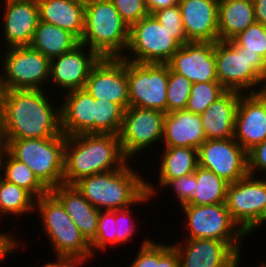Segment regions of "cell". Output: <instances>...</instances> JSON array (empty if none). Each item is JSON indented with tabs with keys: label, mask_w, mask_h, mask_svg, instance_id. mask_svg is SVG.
I'll return each instance as SVG.
<instances>
[{
	"label": "cell",
	"mask_w": 266,
	"mask_h": 267,
	"mask_svg": "<svg viewBox=\"0 0 266 267\" xmlns=\"http://www.w3.org/2000/svg\"><path fill=\"white\" fill-rule=\"evenodd\" d=\"M44 91L2 90L0 118L6 139H44L63 134L61 105L53 106L52 89L47 96Z\"/></svg>",
	"instance_id": "cell-1"
},
{
	"label": "cell",
	"mask_w": 266,
	"mask_h": 267,
	"mask_svg": "<svg viewBox=\"0 0 266 267\" xmlns=\"http://www.w3.org/2000/svg\"><path fill=\"white\" fill-rule=\"evenodd\" d=\"M128 161L118 135L93 133L66 136L63 184L74 185L82 178L118 170Z\"/></svg>",
	"instance_id": "cell-2"
},
{
	"label": "cell",
	"mask_w": 266,
	"mask_h": 267,
	"mask_svg": "<svg viewBox=\"0 0 266 267\" xmlns=\"http://www.w3.org/2000/svg\"><path fill=\"white\" fill-rule=\"evenodd\" d=\"M133 168L127 162L118 170L82 178L74 186L99 211L147 204L152 197L146 192V179Z\"/></svg>",
	"instance_id": "cell-3"
},
{
	"label": "cell",
	"mask_w": 266,
	"mask_h": 267,
	"mask_svg": "<svg viewBox=\"0 0 266 267\" xmlns=\"http://www.w3.org/2000/svg\"><path fill=\"white\" fill-rule=\"evenodd\" d=\"M129 30L110 0H93L85 6L80 43L101 58L123 57L129 43Z\"/></svg>",
	"instance_id": "cell-4"
},
{
	"label": "cell",
	"mask_w": 266,
	"mask_h": 267,
	"mask_svg": "<svg viewBox=\"0 0 266 267\" xmlns=\"http://www.w3.org/2000/svg\"><path fill=\"white\" fill-rule=\"evenodd\" d=\"M35 211L41 218L55 257H93L90 242L51 192L35 200Z\"/></svg>",
	"instance_id": "cell-5"
},
{
	"label": "cell",
	"mask_w": 266,
	"mask_h": 267,
	"mask_svg": "<svg viewBox=\"0 0 266 267\" xmlns=\"http://www.w3.org/2000/svg\"><path fill=\"white\" fill-rule=\"evenodd\" d=\"M8 152L25 163L49 189L63 184L64 134L44 139H7Z\"/></svg>",
	"instance_id": "cell-6"
},
{
	"label": "cell",
	"mask_w": 266,
	"mask_h": 267,
	"mask_svg": "<svg viewBox=\"0 0 266 267\" xmlns=\"http://www.w3.org/2000/svg\"><path fill=\"white\" fill-rule=\"evenodd\" d=\"M215 63L218 82L241 93H256L266 65L260 55L242 52L232 41L215 42Z\"/></svg>",
	"instance_id": "cell-7"
},
{
	"label": "cell",
	"mask_w": 266,
	"mask_h": 267,
	"mask_svg": "<svg viewBox=\"0 0 266 267\" xmlns=\"http://www.w3.org/2000/svg\"><path fill=\"white\" fill-rule=\"evenodd\" d=\"M185 215V239H212L226 242L236 253L242 251L241 243L248 235L231 218L224 203L213 205L180 206ZM243 239V241H242Z\"/></svg>",
	"instance_id": "cell-8"
},
{
	"label": "cell",
	"mask_w": 266,
	"mask_h": 267,
	"mask_svg": "<svg viewBox=\"0 0 266 267\" xmlns=\"http://www.w3.org/2000/svg\"><path fill=\"white\" fill-rule=\"evenodd\" d=\"M0 69L2 90L40 89L47 87L50 59L30 46L4 48ZM6 53V54H5ZM3 72V73H2ZM2 73V74H1Z\"/></svg>",
	"instance_id": "cell-9"
},
{
	"label": "cell",
	"mask_w": 266,
	"mask_h": 267,
	"mask_svg": "<svg viewBox=\"0 0 266 267\" xmlns=\"http://www.w3.org/2000/svg\"><path fill=\"white\" fill-rule=\"evenodd\" d=\"M181 46L172 33L149 14L130 27L128 47L122 58L135 63L167 64Z\"/></svg>",
	"instance_id": "cell-10"
},
{
	"label": "cell",
	"mask_w": 266,
	"mask_h": 267,
	"mask_svg": "<svg viewBox=\"0 0 266 267\" xmlns=\"http://www.w3.org/2000/svg\"><path fill=\"white\" fill-rule=\"evenodd\" d=\"M165 115L160 110L134 106L124 111L118 136L123 154L129 162L151 145L162 142Z\"/></svg>",
	"instance_id": "cell-11"
},
{
	"label": "cell",
	"mask_w": 266,
	"mask_h": 267,
	"mask_svg": "<svg viewBox=\"0 0 266 267\" xmlns=\"http://www.w3.org/2000/svg\"><path fill=\"white\" fill-rule=\"evenodd\" d=\"M130 106L156 109L167 114L168 64L127 60Z\"/></svg>",
	"instance_id": "cell-12"
},
{
	"label": "cell",
	"mask_w": 266,
	"mask_h": 267,
	"mask_svg": "<svg viewBox=\"0 0 266 267\" xmlns=\"http://www.w3.org/2000/svg\"><path fill=\"white\" fill-rule=\"evenodd\" d=\"M247 175L229 183L225 204L231 218L248 234L266 212V176ZM260 177V178H259Z\"/></svg>",
	"instance_id": "cell-13"
},
{
	"label": "cell",
	"mask_w": 266,
	"mask_h": 267,
	"mask_svg": "<svg viewBox=\"0 0 266 267\" xmlns=\"http://www.w3.org/2000/svg\"><path fill=\"white\" fill-rule=\"evenodd\" d=\"M198 166L234 183L248 175L247 152L234 138L205 140L198 148Z\"/></svg>",
	"instance_id": "cell-14"
},
{
	"label": "cell",
	"mask_w": 266,
	"mask_h": 267,
	"mask_svg": "<svg viewBox=\"0 0 266 267\" xmlns=\"http://www.w3.org/2000/svg\"><path fill=\"white\" fill-rule=\"evenodd\" d=\"M84 89L94 99L109 100L126 110L130 106L127 60L122 57L100 58L91 69Z\"/></svg>",
	"instance_id": "cell-15"
},
{
	"label": "cell",
	"mask_w": 266,
	"mask_h": 267,
	"mask_svg": "<svg viewBox=\"0 0 266 267\" xmlns=\"http://www.w3.org/2000/svg\"><path fill=\"white\" fill-rule=\"evenodd\" d=\"M100 58L96 52L80 43L73 50L50 59L49 82L53 81V85L63 90L62 94L84 89L91 69Z\"/></svg>",
	"instance_id": "cell-16"
},
{
	"label": "cell",
	"mask_w": 266,
	"mask_h": 267,
	"mask_svg": "<svg viewBox=\"0 0 266 267\" xmlns=\"http://www.w3.org/2000/svg\"><path fill=\"white\" fill-rule=\"evenodd\" d=\"M174 243L180 267H240L242 252L226 242L212 239H183Z\"/></svg>",
	"instance_id": "cell-17"
},
{
	"label": "cell",
	"mask_w": 266,
	"mask_h": 267,
	"mask_svg": "<svg viewBox=\"0 0 266 267\" xmlns=\"http://www.w3.org/2000/svg\"><path fill=\"white\" fill-rule=\"evenodd\" d=\"M169 68L192 83L218 82L214 42L182 45L167 63Z\"/></svg>",
	"instance_id": "cell-18"
},
{
	"label": "cell",
	"mask_w": 266,
	"mask_h": 267,
	"mask_svg": "<svg viewBox=\"0 0 266 267\" xmlns=\"http://www.w3.org/2000/svg\"><path fill=\"white\" fill-rule=\"evenodd\" d=\"M233 138L246 152L266 140V98L257 93L241 94Z\"/></svg>",
	"instance_id": "cell-19"
},
{
	"label": "cell",
	"mask_w": 266,
	"mask_h": 267,
	"mask_svg": "<svg viewBox=\"0 0 266 267\" xmlns=\"http://www.w3.org/2000/svg\"><path fill=\"white\" fill-rule=\"evenodd\" d=\"M4 46H29L40 21L38 2L25 0H3Z\"/></svg>",
	"instance_id": "cell-20"
},
{
	"label": "cell",
	"mask_w": 266,
	"mask_h": 267,
	"mask_svg": "<svg viewBox=\"0 0 266 267\" xmlns=\"http://www.w3.org/2000/svg\"><path fill=\"white\" fill-rule=\"evenodd\" d=\"M189 42H216L219 0H178Z\"/></svg>",
	"instance_id": "cell-21"
},
{
	"label": "cell",
	"mask_w": 266,
	"mask_h": 267,
	"mask_svg": "<svg viewBox=\"0 0 266 267\" xmlns=\"http://www.w3.org/2000/svg\"><path fill=\"white\" fill-rule=\"evenodd\" d=\"M61 102V129L65 136L94 133L95 99L85 90L65 92Z\"/></svg>",
	"instance_id": "cell-22"
},
{
	"label": "cell",
	"mask_w": 266,
	"mask_h": 267,
	"mask_svg": "<svg viewBox=\"0 0 266 267\" xmlns=\"http://www.w3.org/2000/svg\"><path fill=\"white\" fill-rule=\"evenodd\" d=\"M241 94L238 91H226L200 114L206 140L233 138Z\"/></svg>",
	"instance_id": "cell-23"
},
{
	"label": "cell",
	"mask_w": 266,
	"mask_h": 267,
	"mask_svg": "<svg viewBox=\"0 0 266 267\" xmlns=\"http://www.w3.org/2000/svg\"><path fill=\"white\" fill-rule=\"evenodd\" d=\"M206 140L200 115L187 110L167 113L164 118L163 147L198 149Z\"/></svg>",
	"instance_id": "cell-24"
},
{
	"label": "cell",
	"mask_w": 266,
	"mask_h": 267,
	"mask_svg": "<svg viewBox=\"0 0 266 267\" xmlns=\"http://www.w3.org/2000/svg\"><path fill=\"white\" fill-rule=\"evenodd\" d=\"M50 192L61 202L80 232L90 242L97 233L99 210L74 185L61 184L53 187Z\"/></svg>",
	"instance_id": "cell-25"
},
{
	"label": "cell",
	"mask_w": 266,
	"mask_h": 267,
	"mask_svg": "<svg viewBox=\"0 0 266 267\" xmlns=\"http://www.w3.org/2000/svg\"><path fill=\"white\" fill-rule=\"evenodd\" d=\"M160 157L159 183L154 187L146 180V192L153 197L168 182L187 174H192L198 167V149L190 147H164ZM159 186V189L157 187ZM161 187V188H160Z\"/></svg>",
	"instance_id": "cell-26"
},
{
	"label": "cell",
	"mask_w": 266,
	"mask_h": 267,
	"mask_svg": "<svg viewBox=\"0 0 266 267\" xmlns=\"http://www.w3.org/2000/svg\"><path fill=\"white\" fill-rule=\"evenodd\" d=\"M40 21L60 27L79 40L84 31L85 7L71 0H39Z\"/></svg>",
	"instance_id": "cell-27"
},
{
	"label": "cell",
	"mask_w": 266,
	"mask_h": 267,
	"mask_svg": "<svg viewBox=\"0 0 266 267\" xmlns=\"http://www.w3.org/2000/svg\"><path fill=\"white\" fill-rule=\"evenodd\" d=\"M255 22L253 0H219V41H231Z\"/></svg>",
	"instance_id": "cell-28"
},
{
	"label": "cell",
	"mask_w": 266,
	"mask_h": 267,
	"mask_svg": "<svg viewBox=\"0 0 266 267\" xmlns=\"http://www.w3.org/2000/svg\"><path fill=\"white\" fill-rule=\"evenodd\" d=\"M79 44L80 40L71 32L39 21L29 46L52 59L73 50Z\"/></svg>",
	"instance_id": "cell-29"
},
{
	"label": "cell",
	"mask_w": 266,
	"mask_h": 267,
	"mask_svg": "<svg viewBox=\"0 0 266 267\" xmlns=\"http://www.w3.org/2000/svg\"><path fill=\"white\" fill-rule=\"evenodd\" d=\"M0 176L7 182L25 189L35 199L50 192L25 163L14 158L8 151L3 159Z\"/></svg>",
	"instance_id": "cell-30"
},
{
	"label": "cell",
	"mask_w": 266,
	"mask_h": 267,
	"mask_svg": "<svg viewBox=\"0 0 266 267\" xmlns=\"http://www.w3.org/2000/svg\"><path fill=\"white\" fill-rule=\"evenodd\" d=\"M197 187L193 197L186 203L191 205H213L224 203L229 183L214 172L197 167L194 172Z\"/></svg>",
	"instance_id": "cell-31"
},
{
	"label": "cell",
	"mask_w": 266,
	"mask_h": 267,
	"mask_svg": "<svg viewBox=\"0 0 266 267\" xmlns=\"http://www.w3.org/2000/svg\"><path fill=\"white\" fill-rule=\"evenodd\" d=\"M35 198L25 189L7 182L0 176V217H19L35 212ZM4 215V216H3Z\"/></svg>",
	"instance_id": "cell-32"
},
{
	"label": "cell",
	"mask_w": 266,
	"mask_h": 267,
	"mask_svg": "<svg viewBox=\"0 0 266 267\" xmlns=\"http://www.w3.org/2000/svg\"><path fill=\"white\" fill-rule=\"evenodd\" d=\"M125 109L114 102L95 99L94 133L118 135Z\"/></svg>",
	"instance_id": "cell-33"
},
{
	"label": "cell",
	"mask_w": 266,
	"mask_h": 267,
	"mask_svg": "<svg viewBox=\"0 0 266 267\" xmlns=\"http://www.w3.org/2000/svg\"><path fill=\"white\" fill-rule=\"evenodd\" d=\"M226 91L219 82L193 83L185 110L200 115Z\"/></svg>",
	"instance_id": "cell-34"
},
{
	"label": "cell",
	"mask_w": 266,
	"mask_h": 267,
	"mask_svg": "<svg viewBox=\"0 0 266 267\" xmlns=\"http://www.w3.org/2000/svg\"><path fill=\"white\" fill-rule=\"evenodd\" d=\"M192 84L188 78L172 71L168 65L167 113L185 110Z\"/></svg>",
	"instance_id": "cell-35"
},
{
	"label": "cell",
	"mask_w": 266,
	"mask_h": 267,
	"mask_svg": "<svg viewBox=\"0 0 266 267\" xmlns=\"http://www.w3.org/2000/svg\"><path fill=\"white\" fill-rule=\"evenodd\" d=\"M242 52L257 53L266 61V27L255 22L231 40Z\"/></svg>",
	"instance_id": "cell-36"
},
{
	"label": "cell",
	"mask_w": 266,
	"mask_h": 267,
	"mask_svg": "<svg viewBox=\"0 0 266 267\" xmlns=\"http://www.w3.org/2000/svg\"><path fill=\"white\" fill-rule=\"evenodd\" d=\"M113 244V245H112ZM116 245L115 210H100L96 236L90 241L92 256L98 251L104 253L108 246Z\"/></svg>",
	"instance_id": "cell-37"
},
{
	"label": "cell",
	"mask_w": 266,
	"mask_h": 267,
	"mask_svg": "<svg viewBox=\"0 0 266 267\" xmlns=\"http://www.w3.org/2000/svg\"><path fill=\"white\" fill-rule=\"evenodd\" d=\"M152 15L166 28L172 36L181 44L185 45L189 43L183 27V21L181 18V11L178 4L154 11Z\"/></svg>",
	"instance_id": "cell-38"
},
{
	"label": "cell",
	"mask_w": 266,
	"mask_h": 267,
	"mask_svg": "<svg viewBox=\"0 0 266 267\" xmlns=\"http://www.w3.org/2000/svg\"><path fill=\"white\" fill-rule=\"evenodd\" d=\"M124 22L131 27L150 13L145 0H110Z\"/></svg>",
	"instance_id": "cell-39"
},
{
	"label": "cell",
	"mask_w": 266,
	"mask_h": 267,
	"mask_svg": "<svg viewBox=\"0 0 266 267\" xmlns=\"http://www.w3.org/2000/svg\"><path fill=\"white\" fill-rule=\"evenodd\" d=\"M131 206L124 209L115 210V234H116V245L126 244L137 232L138 220H134L131 215L133 212Z\"/></svg>",
	"instance_id": "cell-40"
},
{
	"label": "cell",
	"mask_w": 266,
	"mask_h": 267,
	"mask_svg": "<svg viewBox=\"0 0 266 267\" xmlns=\"http://www.w3.org/2000/svg\"><path fill=\"white\" fill-rule=\"evenodd\" d=\"M173 189L178 199V205L186 204L194 195V191L197 187V180L194 173L184 175L180 178L168 181L163 187L165 189Z\"/></svg>",
	"instance_id": "cell-41"
},
{
	"label": "cell",
	"mask_w": 266,
	"mask_h": 267,
	"mask_svg": "<svg viewBox=\"0 0 266 267\" xmlns=\"http://www.w3.org/2000/svg\"><path fill=\"white\" fill-rule=\"evenodd\" d=\"M139 248L129 267H156V242L145 237Z\"/></svg>",
	"instance_id": "cell-42"
},
{
	"label": "cell",
	"mask_w": 266,
	"mask_h": 267,
	"mask_svg": "<svg viewBox=\"0 0 266 267\" xmlns=\"http://www.w3.org/2000/svg\"><path fill=\"white\" fill-rule=\"evenodd\" d=\"M247 158L249 175L256 177L258 171L262 172L261 176L266 175V140L249 150Z\"/></svg>",
	"instance_id": "cell-43"
},
{
	"label": "cell",
	"mask_w": 266,
	"mask_h": 267,
	"mask_svg": "<svg viewBox=\"0 0 266 267\" xmlns=\"http://www.w3.org/2000/svg\"><path fill=\"white\" fill-rule=\"evenodd\" d=\"M156 267H180L178 252L168 243L156 241Z\"/></svg>",
	"instance_id": "cell-44"
},
{
	"label": "cell",
	"mask_w": 266,
	"mask_h": 267,
	"mask_svg": "<svg viewBox=\"0 0 266 267\" xmlns=\"http://www.w3.org/2000/svg\"><path fill=\"white\" fill-rule=\"evenodd\" d=\"M22 243L20 242L18 239L15 238V236H13V233L11 235L8 234V231L7 232H0V261H2L3 259V262H4V258L6 259L7 255H11V253H15V250L17 252V248H21V244L19 243ZM20 245V247H18ZM11 252V253H10ZM3 262H0V264H2Z\"/></svg>",
	"instance_id": "cell-45"
},
{
	"label": "cell",
	"mask_w": 266,
	"mask_h": 267,
	"mask_svg": "<svg viewBox=\"0 0 266 267\" xmlns=\"http://www.w3.org/2000/svg\"><path fill=\"white\" fill-rule=\"evenodd\" d=\"M56 262H47L43 267H82L91 257H55Z\"/></svg>",
	"instance_id": "cell-46"
},
{
	"label": "cell",
	"mask_w": 266,
	"mask_h": 267,
	"mask_svg": "<svg viewBox=\"0 0 266 267\" xmlns=\"http://www.w3.org/2000/svg\"><path fill=\"white\" fill-rule=\"evenodd\" d=\"M150 14L154 11L172 7L178 4V0H145Z\"/></svg>",
	"instance_id": "cell-47"
},
{
	"label": "cell",
	"mask_w": 266,
	"mask_h": 267,
	"mask_svg": "<svg viewBox=\"0 0 266 267\" xmlns=\"http://www.w3.org/2000/svg\"><path fill=\"white\" fill-rule=\"evenodd\" d=\"M255 20L266 27V0H253Z\"/></svg>",
	"instance_id": "cell-48"
},
{
	"label": "cell",
	"mask_w": 266,
	"mask_h": 267,
	"mask_svg": "<svg viewBox=\"0 0 266 267\" xmlns=\"http://www.w3.org/2000/svg\"><path fill=\"white\" fill-rule=\"evenodd\" d=\"M7 150H8V142H7L6 135L3 129V125H2V121L0 118V171H1L2 163H3V159H4V156Z\"/></svg>",
	"instance_id": "cell-49"
},
{
	"label": "cell",
	"mask_w": 266,
	"mask_h": 267,
	"mask_svg": "<svg viewBox=\"0 0 266 267\" xmlns=\"http://www.w3.org/2000/svg\"><path fill=\"white\" fill-rule=\"evenodd\" d=\"M256 93L259 96L266 98V65H265L263 73L261 75L260 84H259V87H258Z\"/></svg>",
	"instance_id": "cell-50"
},
{
	"label": "cell",
	"mask_w": 266,
	"mask_h": 267,
	"mask_svg": "<svg viewBox=\"0 0 266 267\" xmlns=\"http://www.w3.org/2000/svg\"><path fill=\"white\" fill-rule=\"evenodd\" d=\"M264 223H266V212L262 218V220L247 234L250 235L252 232H254V230L256 231V229H258L260 226H262Z\"/></svg>",
	"instance_id": "cell-51"
},
{
	"label": "cell",
	"mask_w": 266,
	"mask_h": 267,
	"mask_svg": "<svg viewBox=\"0 0 266 267\" xmlns=\"http://www.w3.org/2000/svg\"><path fill=\"white\" fill-rule=\"evenodd\" d=\"M72 2L78 3L83 5L84 7L87 6L93 0H71Z\"/></svg>",
	"instance_id": "cell-52"
},
{
	"label": "cell",
	"mask_w": 266,
	"mask_h": 267,
	"mask_svg": "<svg viewBox=\"0 0 266 267\" xmlns=\"http://www.w3.org/2000/svg\"><path fill=\"white\" fill-rule=\"evenodd\" d=\"M260 265V266H259ZM259 265H257V267H266V263L262 261V263H260Z\"/></svg>",
	"instance_id": "cell-53"
},
{
	"label": "cell",
	"mask_w": 266,
	"mask_h": 267,
	"mask_svg": "<svg viewBox=\"0 0 266 267\" xmlns=\"http://www.w3.org/2000/svg\"><path fill=\"white\" fill-rule=\"evenodd\" d=\"M1 94H2V90H0V106H1Z\"/></svg>",
	"instance_id": "cell-54"
},
{
	"label": "cell",
	"mask_w": 266,
	"mask_h": 267,
	"mask_svg": "<svg viewBox=\"0 0 266 267\" xmlns=\"http://www.w3.org/2000/svg\"><path fill=\"white\" fill-rule=\"evenodd\" d=\"M25 1H34V2H38L39 0H25Z\"/></svg>",
	"instance_id": "cell-55"
}]
</instances>
